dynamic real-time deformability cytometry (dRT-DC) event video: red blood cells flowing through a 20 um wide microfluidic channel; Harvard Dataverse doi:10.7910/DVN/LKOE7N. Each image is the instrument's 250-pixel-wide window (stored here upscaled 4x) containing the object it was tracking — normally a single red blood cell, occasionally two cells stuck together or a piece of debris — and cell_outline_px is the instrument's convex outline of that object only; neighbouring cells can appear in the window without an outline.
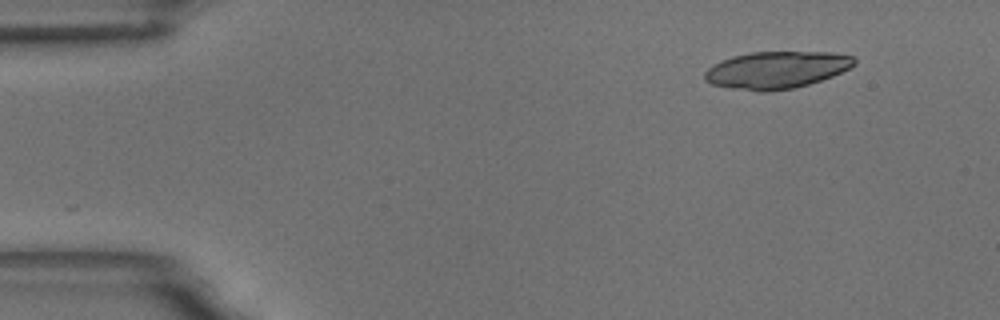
{"species": "common noctule bat (a hibernating species)", "species_latin": "Nyctalus noctula", "temperature_condition": "room temperature", "stored_images_in_passage": 53, "camera_frame_rate_fps": 3000, "um_per_image_px": 0.085, "animal": {"sex": "male", "body_mass_g": 18.8}, "frame": {"image": 1, "passage_image": 1, "time_ms": 0.0, "image_size_px": [1000, 320], "cell_outline_px": [[856, 64], [832, 76], [808, 84], [792, 88], [768, 92], [760, 92], [732, 88], [712, 84], [704, 80], [704, 72], [712, 64], [732, 56], [752, 52], [832, 52], [852, 56], [856, 60]], "centroid_in_image_um": [65.97, 5.94], "position_along_channel_um": 19.0, "area_um2": 32.31}}